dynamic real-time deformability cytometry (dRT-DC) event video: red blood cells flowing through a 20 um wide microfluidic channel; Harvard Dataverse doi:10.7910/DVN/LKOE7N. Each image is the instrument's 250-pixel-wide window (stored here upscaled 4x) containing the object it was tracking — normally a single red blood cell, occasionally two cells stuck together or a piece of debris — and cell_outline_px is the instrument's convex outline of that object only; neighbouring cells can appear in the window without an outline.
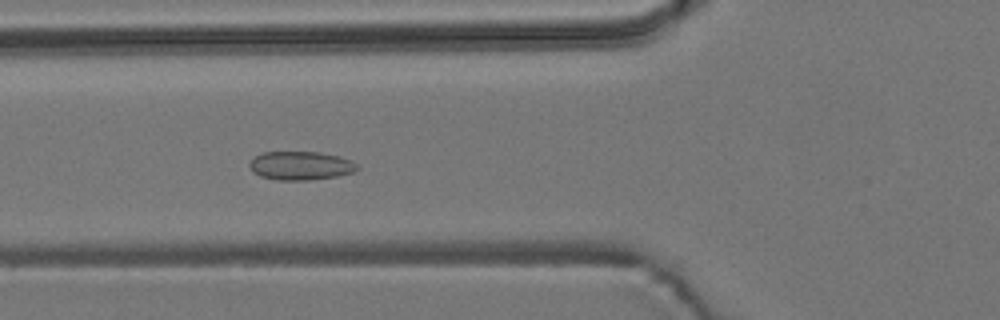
{"species": "common noctule bat (a hibernating species)", "species_latin": "Nyctalus noctula", "temperature_condition": "room temperature", "stored_images_in_passage": 7, "camera_frame_rate_fps": 3000, "um_per_image_px": 0.085, "animal": {"sex": "male", "body_mass_g": 19.2, "forearm_length_mm": 51.8}, "frame": {"image": 1, "passage_image": 7, "time_ms": 6.667, "image_size_px": [1000, 320], "cell_outline_px": [[360, 168], [352, 172], [336, 176], [308, 180], [276, 180], [260, 176], [252, 172], [248, 164], [256, 156], [264, 152], [320, 152], [340, 156], [352, 160]], "centroid_in_image_um": [25.55, 14.08], "position_along_channel_um": 100.2, "area_um2": 17.98}}